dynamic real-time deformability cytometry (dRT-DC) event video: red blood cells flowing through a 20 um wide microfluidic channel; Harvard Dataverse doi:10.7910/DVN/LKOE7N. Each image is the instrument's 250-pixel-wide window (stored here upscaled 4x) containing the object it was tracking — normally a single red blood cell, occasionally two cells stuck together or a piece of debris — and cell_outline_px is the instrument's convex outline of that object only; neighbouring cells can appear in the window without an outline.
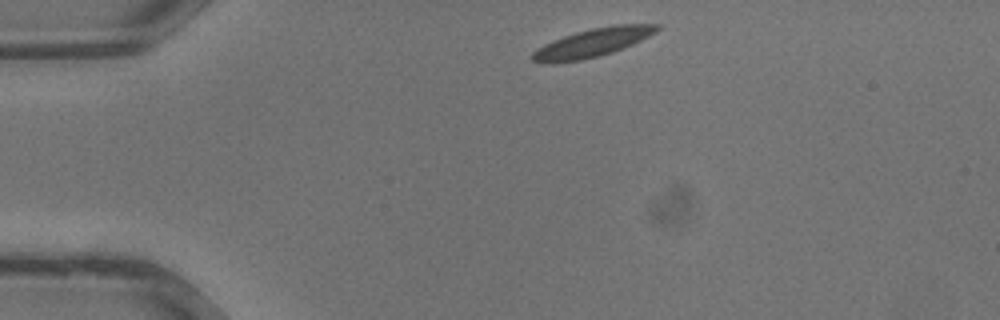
{"species": "common noctule bat (a hibernating species)", "species_latin": "Nyctalus noctula", "temperature_condition": "warm", "stored_images_in_passage": 4, "camera_frame_rate_fps": 3000, "um_per_image_px": 0.085, "animal": {"sex": "male", "body_mass_g": 13.3}, "frame": {"image": 1, "passage_image": 1, "time_ms": 0.0, "image_size_px": [1000, 320], "cell_outline_px": [[660, 28], [656, 32], [632, 44], [612, 52], [600, 56], [580, 60], [552, 64], [548, 64], [532, 60], [528, 56], [536, 48], [544, 44], [564, 36], [576, 32], [592, 28], [616, 24], [660, 24]], "centroid_in_image_um": [50.31, 3.64], "position_along_channel_um": 34.7, "area_um2": 20.69}}